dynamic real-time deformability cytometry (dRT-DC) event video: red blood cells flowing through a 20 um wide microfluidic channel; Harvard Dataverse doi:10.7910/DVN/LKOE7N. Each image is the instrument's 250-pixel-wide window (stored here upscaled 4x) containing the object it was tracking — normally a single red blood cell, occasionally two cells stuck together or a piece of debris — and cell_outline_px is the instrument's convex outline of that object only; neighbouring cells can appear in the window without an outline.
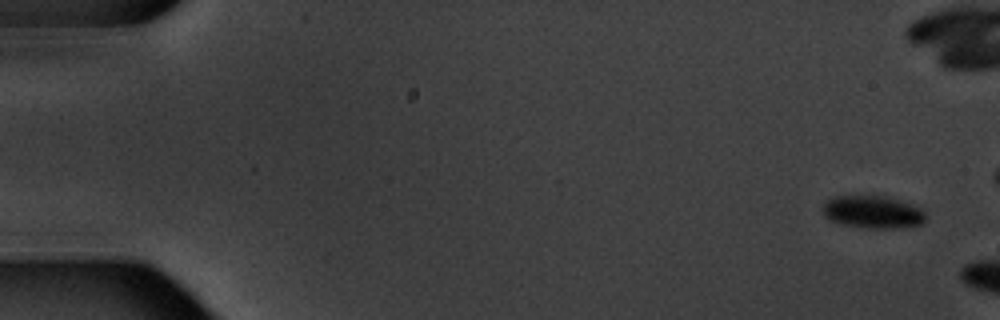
{"species": "common noctule bat (a hibernating species)", "species_latin": "Nyctalus noctula", "temperature_condition": "warm", "stored_images_in_passage": 3, "camera_frame_rate_fps": 3000, "um_per_image_px": 0.085, "animal": {"sex": "male", "body_mass_g": 20.1, "forearm_length_mm": 53.5}, "frame": {"image": 1, "passage_image": 1, "time_ms": 0.0, "image_size_px": [1000, 320], "cell_outline_px": [[924, 220], [920, 224], [904, 228], [860, 228], [840, 224], [828, 220], [824, 216], [824, 204], [832, 196], [888, 196], [920, 208], [924, 212]], "centroid_in_image_um": [74.15, 18.04], "position_along_channel_um": 10.9, "area_um2": 19.59}}